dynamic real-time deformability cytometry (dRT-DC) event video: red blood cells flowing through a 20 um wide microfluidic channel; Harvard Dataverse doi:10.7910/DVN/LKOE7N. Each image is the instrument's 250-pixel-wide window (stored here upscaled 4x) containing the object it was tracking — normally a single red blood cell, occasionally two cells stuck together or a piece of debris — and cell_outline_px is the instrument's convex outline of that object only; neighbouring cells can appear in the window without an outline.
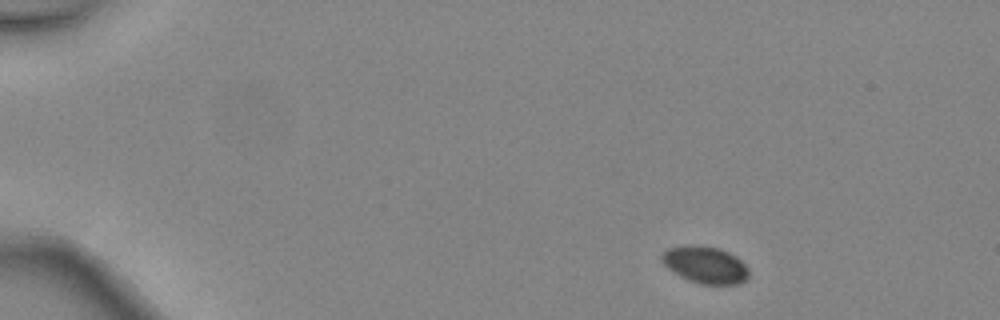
{"species": "common noctule bat (a hibernating species)", "species_latin": "Nyctalus noctula", "temperature_condition": "warm", "stored_images_in_passage": 3, "camera_frame_rate_fps": 3000, "um_per_image_px": 0.085, "animal": {"sex": "female", "body_mass_g": 24.6, "forearm_length_mm": 56.2}, "frame": {"image": 1, "passage_image": 1, "time_ms": 0.0, "image_size_px": [1000, 320], "cell_outline_px": [[748, 276], [744, 280], [736, 284], [700, 284], [688, 280], [680, 276], [668, 268], [660, 260], [660, 256], [668, 248], [720, 248], [736, 256], [748, 268]], "centroid_in_image_um": [59.96, 22.56], "position_along_channel_um": 25.0, "area_um2": 17.98}}
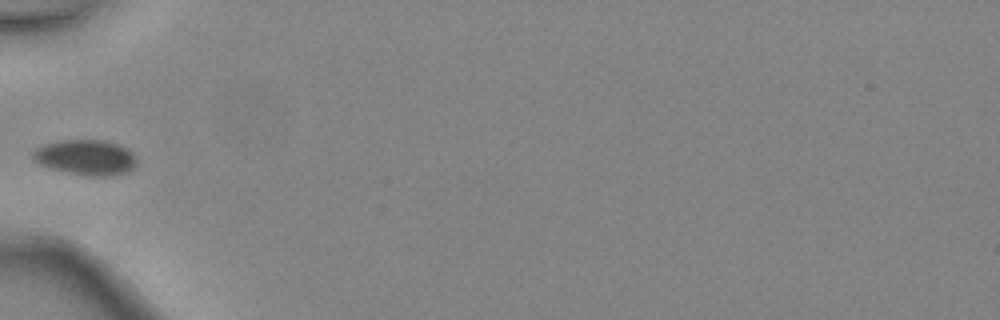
{"frame": {"image": 2, "passage_image": 3, "time_ms": 0.667, "image_size_px": [1000, 320], "cell_outline_px": [[136, 164], [128, 172], [112, 176], [84, 176], [48, 168], [32, 160], [32, 152], [36, 148], [44, 144], [64, 140], [104, 140], [116, 144], [132, 152], [136, 156]], "centroid_in_image_um": [7.27, 13.4], "position_along_channel_um": 77.7, "area_um2": 21.5}}